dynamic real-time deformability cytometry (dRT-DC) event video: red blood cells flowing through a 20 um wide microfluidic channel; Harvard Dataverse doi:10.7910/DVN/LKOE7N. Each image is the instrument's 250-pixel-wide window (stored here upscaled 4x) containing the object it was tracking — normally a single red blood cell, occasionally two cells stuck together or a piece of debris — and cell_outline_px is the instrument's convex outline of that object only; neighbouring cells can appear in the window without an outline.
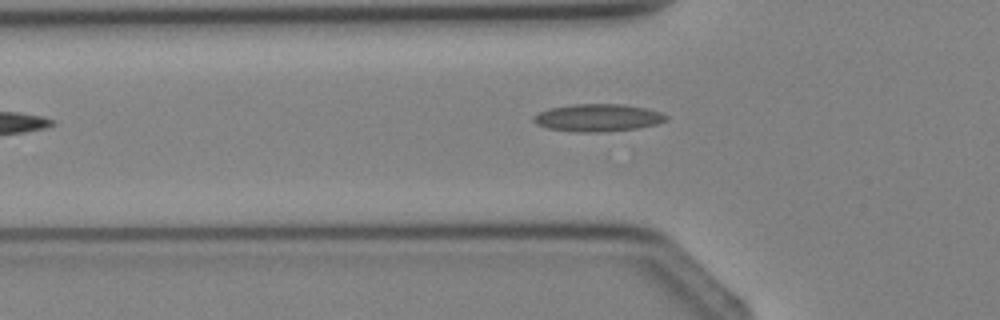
{"species": "Egyptian fruit bat (a non-hibernating species)", "species_latin": "Rousettus aegyptiacus", "temperature_condition": "cold", "stored_images_in_passage": 4, "camera_frame_rate_fps": 3000, "um_per_image_px": 0.085, "animal": {"sex": "female"}, "frame": {"image": 1, "passage_image": 4, "time_ms": 3.667, "image_size_px": [1000, 320], "cell_outline_px": [[668, 120], [656, 124], [636, 128], [600, 132], [572, 132], [548, 128], [536, 124], [532, 120], [532, 116], [548, 108], [572, 104], [620, 104], [644, 108], [660, 112], [668, 116]], "centroid_in_image_um": [50.77, 10.01], "position_along_channel_um": 75.0, "area_um2": 21.21}}